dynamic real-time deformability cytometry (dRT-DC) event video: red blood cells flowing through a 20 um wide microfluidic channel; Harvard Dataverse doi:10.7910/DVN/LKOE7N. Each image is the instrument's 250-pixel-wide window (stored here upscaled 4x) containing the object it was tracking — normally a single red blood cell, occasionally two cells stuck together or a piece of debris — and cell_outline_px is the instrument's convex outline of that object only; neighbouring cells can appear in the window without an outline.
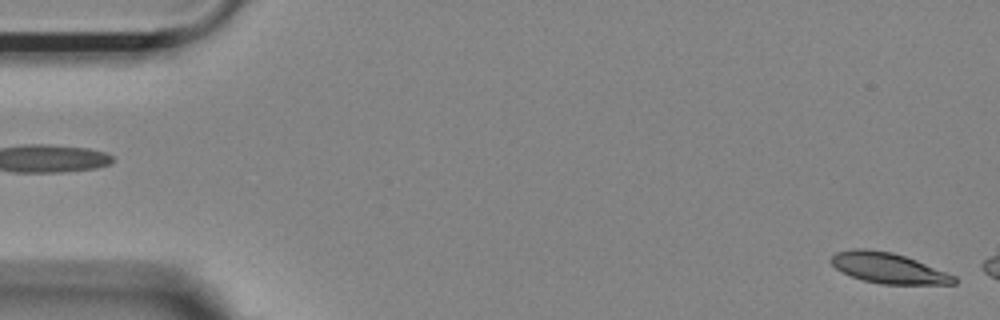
{"species": "Egyptian fruit bat (a non-hibernating species)", "species_latin": "Rousettus aegyptiacus", "temperature_condition": "room temperature", "stored_images_in_passage": 7, "camera_frame_rate_fps": 3000, "um_per_image_px": 0.085, "animal": {"sex": "female"}, "frame": {"image": 1, "passage_image": 1, "time_ms": 0.0, "image_size_px": [1000, 320], "cell_outline_px": [[956, 284], [880, 284], [864, 280], [852, 276], [836, 268], [828, 260], [836, 252], [852, 248], [864, 248], [892, 252], [916, 260], [956, 276]], "centroid_in_image_um": [75.49, 22.77], "position_along_channel_um": 9.5, "area_um2": 21.73}}